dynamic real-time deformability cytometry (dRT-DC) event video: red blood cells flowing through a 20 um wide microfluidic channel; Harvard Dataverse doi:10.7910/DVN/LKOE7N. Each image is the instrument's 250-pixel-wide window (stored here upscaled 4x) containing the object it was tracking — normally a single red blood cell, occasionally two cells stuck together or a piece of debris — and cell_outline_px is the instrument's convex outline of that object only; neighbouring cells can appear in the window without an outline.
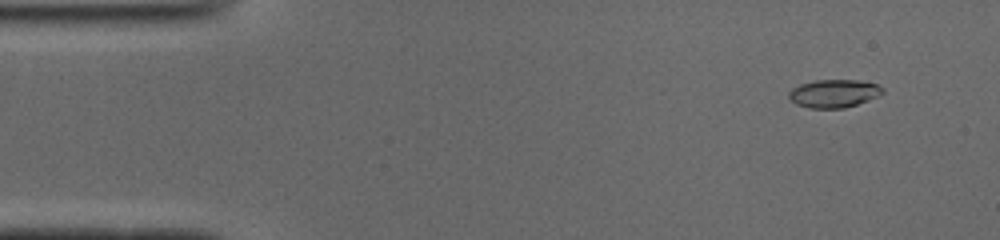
{"species": "common noctule bat (a hibernating species)", "species_latin": "Nyctalus noctula", "temperature_condition": "cold", "stored_images_in_passage": 51, "camera_frame_rate_fps": 3000, "um_per_image_px": 0.085, "animal": {"sex": "male", "body_mass_g": 19.0, "forearm_length_mm": 50.8}, "frame": {"image": 1, "passage_image": 4, "time_ms": 1.0, "image_size_px": [1000, 240], "cell_outline_px": [[884, 92], [876, 96], [856, 104], [844, 108], [808, 108], [796, 104], [788, 96], [788, 92], [792, 88], [800, 84], [816, 80], [856, 80], [876, 84], [884, 88]], "centroid_in_image_um": [70.84, 7.94], "position_along_channel_um": 14.2, "area_um2": 15.14}}
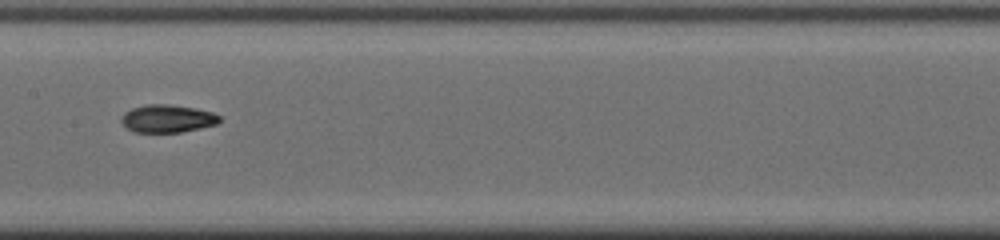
{"frame": {"image": 2, "passage_image": 25, "time_ms": 8.0, "image_size_px": [1000, 240], "cell_outline_px": [[220, 120], [216, 124], [200, 128], [180, 132], [132, 132], [120, 120], [120, 116], [124, 112], [132, 108], [148, 104], [168, 104], [196, 108], [212, 112], [220, 116]], "centroid_in_image_um": [14.21, 10.07], "position_along_channel_um": 193.2, "area_um2": 15.9}}
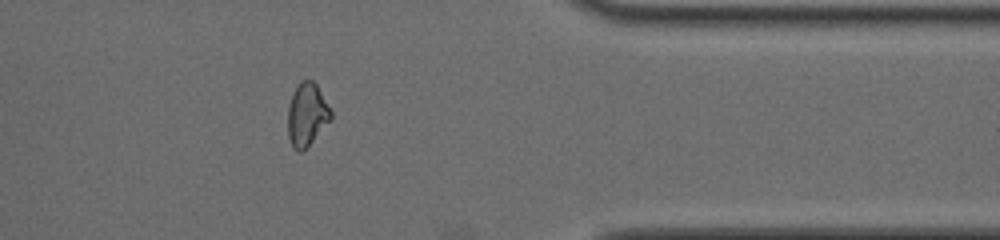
{"frame": {"image": 3, "passage_image": 41, "time_ms": 13.333, "image_size_px": [1000, 240], "cell_outline_px": [[332, 120], [300, 152], [292, 148], [288, 136], [288, 108], [292, 92], [296, 84], [300, 80], [312, 80], [316, 84], [332, 112]], "centroid_in_image_um": [26.07, 9.71], "position_along_channel_um": 385.3, "area_um2": 15.78}, "authors_computed_cell_mechanics": {"area_um2": 15.7794, "velocity_mm_per_s": 3.9499, "shape_relaxation_time_tau1_ms": 5.0479, "shape_relaxation_time_tau2_ms": 5.7558, "deformation_change_tau1": 0.1708, "deformation_change_tau2": 0.0829}}